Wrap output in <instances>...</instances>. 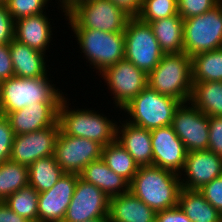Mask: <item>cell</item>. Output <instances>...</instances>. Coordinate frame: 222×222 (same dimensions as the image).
<instances>
[{
    "label": "cell",
    "instance_id": "obj_1",
    "mask_svg": "<svg viewBox=\"0 0 222 222\" xmlns=\"http://www.w3.org/2000/svg\"><path fill=\"white\" fill-rule=\"evenodd\" d=\"M180 176L156 166H139L129 191L156 212L178 206Z\"/></svg>",
    "mask_w": 222,
    "mask_h": 222
},
{
    "label": "cell",
    "instance_id": "obj_2",
    "mask_svg": "<svg viewBox=\"0 0 222 222\" xmlns=\"http://www.w3.org/2000/svg\"><path fill=\"white\" fill-rule=\"evenodd\" d=\"M50 82L47 76L30 79L13 76L0 82V114L6 115L39 102L60 103L65 96Z\"/></svg>",
    "mask_w": 222,
    "mask_h": 222
},
{
    "label": "cell",
    "instance_id": "obj_3",
    "mask_svg": "<svg viewBox=\"0 0 222 222\" xmlns=\"http://www.w3.org/2000/svg\"><path fill=\"white\" fill-rule=\"evenodd\" d=\"M148 86L160 94L188 103L193 86L191 57L184 52L163 54L148 74Z\"/></svg>",
    "mask_w": 222,
    "mask_h": 222
},
{
    "label": "cell",
    "instance_id": "obj_4",
    "mask_svg": "<svg viewBox=\"0 0 222 222\" xmlns=\"http://www.w3.org/2000/svg\"><path fill=\"white\" fill-rule=\"evenodd\" d=\"M66 19L72 29H94L124 32L131 18L110 0H85L64 6Z\"/></svg>",
    "mask_w": 222,
    "mask_h": 222
},
{
    "label": "cell",
    "instance_id": "obj_5",
    "mask_svg": "<svg viewBox=\"0 0 222 222\" xmlns=\"http://www.w3.org/2000/svg\"><path fill=\"white\" fill-rule=\"evenodd\" d=\"M66 99L61 100L58 110V123L64 134L93 140L103 147L116 140L117 122L97 113L95 109L69 110Z\"/></svg>",
    "mask_w": 222,
    "mask_h": 222
},
{
    "label": "cell",
    "instance_id": "obj_6",
    "mask_svg": "<svg viewBox=\"0 0 222 222\" xmlns=\"http://www.w3.org/2000/svg\"><path fill=\"white\" fill-rule=\"evenodd\" d=\"M181 103L171 96L158 93L147 85L121 111L124 110L127 116H131L125 121L151 131L170 126L175 111Z\"/></svg>",
    "mask_w": 222,
    "mask_h": 222
},
{
    "label": "cell",
    "instance_id": "obj_7",
    "mask_svg": "<svg viewBox=\"0 0 222 222\" xmlns=\"http://www.w3.org/2000/svg\"><path fill=\"white\" fill-rule=\"evenodd\" d=\"M83 56L98 70L116 64L125 57L124 32H105L94 29H72Z\"/></svg>",
    "mask_w": 222,
    "mask_h": 222
},
{
    "label": "cell",
    "instance_id": "obj_8",
    "mask_svg": "<svg viewBox=\"0 0 222 222\" xmlns=\"http://www.w3.org/2000/svg\"><path fill=\"white\" fill-rule=\"evenodd\" d=\"M222 47V3L184 19L183 52L190 57Z\"/></svg>",
    "mask_w": 222,
    "mask_h": 222
},
{
    "label": "cell",
    "instance_id": "obj_9",
    "mask_svg": "<svg viewBox=\"0 0 222 222\" xmlns=\"http://www.w3.org/2000/svg\"><path fill=\"white\" fill-rule=\"evenodd\" d=\"M124 37V58L148 75L164 54L151 26L138 17H131L127 22Z\"/></svg>",
    "mask_w": 222,
    "mask_h": 222
},
{
    "label": "cell",
    "instance_id": "obj_10",
    "mask_svg": "<svg viewBox=\"0 0 222 222\" xmlns=\"http://www.w3.org/2000/svg\"><path fill=\"white\" fill-rule=\"evenodd\" d=\"M99 75L112 92L116 108L120 109L148 85V75L125 58L107 67Z\"/></svg>",
    "mask_w": 222,
    "mask_h": 222
},
{
    "label": "cell",
    "instance_id": "obj_11",
    "mask_svg": "<svg viewBox=\"0 0 222 222\" xmlns=\"http://www.w3.org/2000/svg\"><path fill=\"white\" fill-rule=\"evenodd\" d=\"M102 148L96 141L67 135L60 130L54 157L65 173L79 175L92 161L101 159Z\"/></svg>",
    "mask_w": 222,
    "mask_h": 222
},
{
    "label": "cell",
    "instance_id": "obj_12",
    "mask_svg": "<svg viewBox=\"0 0 222 222\" xmlns=\"http://www.w3.org/2000/svg\"><path fill=\"white\" fill-rule=\"evenodd\" d=\"M171 126L183 142L187 152L208 149L209 117L192 103L184 102L179 105Z\"/></svg>",
    "mask_w": 222,
    "mask_h": 222
},
{
    "label": "cell",
    "instance_id": "obj_13",
    "mask_svg": "<svg viewBox=\"0 0 222 222\" xmlns=\"http://www.w3.org/2000/svg\"><path fill=\"white\" fill-rule=\"evenodd\" d=\"M109 216V198L97 186L78 178L63 222H86Z\"/></svg>",
    "mask_w": 222,
    "mask_h": 222
},
{
    "label": "cell",
    "instance_id": "obj_14",
    "mask_svg": "<svg viewBox=\"0 0 222 222\" xmlns=\"http://www.w3.org/2000/svg\"><path fill=\"white\" fill-rule=\"evenodd\" d=\"M59 131L57 123L31 133L15 135L10 160L29 167L40 158L53 156Z\"/></svg>",
    "mask_w": 222,
    "mask_h": 222
},
{
    "label": "cell",
    "instance_id": "obj_15",
    "mask_svg": "<svg viewBox=\"0 0 222 222\" xmlns=\"http://www.w3.org/2000/svg\"><path fill=\"white\" fill-rule=\"evenodd\" d=\"M153 166L180 174L185 164L187 150L172 126H165L150 131Z\"/></svg>",
    "mask_w": 222,
    "mask_h": 222
},
{
    "label": "cell",
    "instance_id": "obj_16",
    "mask_svg": "<svg viewBox=\"0 0 222 222\" xmlns=\"http://www.w3.org/2000/svg\"><path fill=\"white\" fill-rule=\"evenodd\" d=\"M80 176L64 173L48 191L38 195V222H63Z\"/></svg>",
    "mask_w": 222,
    "mask_h": 222
},
{
    "label": "cell",
    "instance_id": "obj_17",
    "mask_svg": "<svg viewBox=\"0 0 222 222\" xmlns=\"http://www.w3.org/2000/svg\"><path fill=\"white\" fill-rule=\"evenodd\" d=\"M182 171L179 174L180 177L183 175V179L180 178L181 187L199 190L206 183L222 175V157L209 150L188 152Z\"/></svg>",
    "mask_w": 222,
    "mask_h": 222
},
{
    "label": "cell",
    "instance_id": "obj_18",
    "mask_svg": "<svg viewBox=\"0 0 222 222\" xmlns=\"http://www.w3.org/2000/svg\"><path fill=\"white\" fill-rule=\"evenodd\" d=\"M60 103L29 105L21 110L6 114L15 135L31 133L58 123Z\"/></svg>",
    "mask_w": 222,
    "mask_h": 222
},
{
    "label": "cell",
    "instance_id": "obj_19",
    "mask_svg": "<svg viewBox=\"0 0 222 222\" xmlns=\"http://www.w3.org/2000/svg\"><path fill=\"white\" fill-rule=\"evenodd\" d=\"M116 128V141L132 156L138 166L153 165L150 130L122 121ZM121 127V128H120Z\"/></svg>",
    "mask_w": 222,
    "mask_h": 222
},
{
    "label": "cell",
    "instance_id": "obj_20",
    "mask_svg": "<svg viewBox=\"0 0 222 222\" xmlns=\"http://www.w3.org/2000/svg\"><path fill=\"white\" fill-rule=\"evenodd\" d=\"M45 14L46 12L16 20L14 39L45 53L53 35V27H50L49 22L52 19H48Z\"/></svg>",
    "mask_w": 222,
    "mask_h": 222
},
{
    "label": "cell",
    "instance_id": "obj_21",
    "mask_svg": "<svg viewBox=\"0 0 222 222\" xmlns=\"http://www.w3.org/2000/svg\"><path fill=\"white\" fill-rule=\"evenodd\" d=\"M156 213L131 191L109 198L110 222H155Z\"/></svg>",
    "mask_w": 222,
    "mask_h": 222
},
{
    "label": "cell",
    "instance_id": "obj_22",
    "mask_svg": "<svg viewBox=\"0 0 222 222\" xmlns=\"http://www.w3.org/2000/svg\"><path fill=\"white\" fill-rule=\"evenodd\" d=\"M14 76L41 78L47 76L45 54L13 39L9 44Z\"/></svg>",
    "mask_w": 222,
    "mask_h": 222
},
{
    "label": "cell",
    "instance_id": "obj_23",
    "mask_svg": "<svg viewBox=\"0 0 222 222\" xmlns=\"http://www.w3.org/2000/svg\"><path fill=\"white\" fill-rule=\"evenodd\" d=\"M84 181L100 188L108 198L129 191V183L108 168L102 159L92 161L79 174Z\"/></svg>",
    "mask_w": 222,
    "mask_h": 222
},
{
    "label": "cell",
    "instance_id": "obj_24",
    "mask_svg": "<svg viewBox=\"0 0 222 222\" xmlns=\"http://www.w3.org/2000/svg\"><path fill=\"white\" fill-rule=\"evenodd\" d=\"M183 24L179 14L149 23L164 54L183 53Z\"/></svg>",
    "mask_w": 222,
    "mask_h": 222
},
{
    "label": "cell",
    "instance_id": "obj_25",
    "mask_svg": "<svg viewBox=\"0 0 222 222\" xmlns=\"http://www.w3.org/2000/svg\"><path fill=\"white\" fill-rule=\"evenodd\" d=\"M178 206L192 222H222V214L198 190L181 188Z\"/></svg>",
    "mask_w": 222,
    "mask_h": 222
},
{
    "label": "cell",
    "instance_id": "obj_26",
    "mask_svg": "<svg viewBox=\"0 0 222 222\" xmlns=\"http://www.w3.org/2000/svg\"><path fill=\"white\" fill-rule=\"evenodd\" d=\"M189 102L208 117L222 116V81L193 83Z\"/></svg>",
    "mask_w": 222,
    "mask_h": 222
},
{
    "label": "cell",
    "instance_id": "obj_27",
    "mask_svg": "<svg viewBox=\"0 0 222 222\" xmlns=\"http://www.w3.org/2000/svg\"><path fill=\"white\" fill-rule=\"evenodd\" d=\"M28 169L29 186L38 193L51 189L65 173L56 162L54 155L38 159Z\"/></svg>",
    "mask_w": 222,
    "mask_h": 222
},
{
    "label": "cell",
    "instance_id": "obj_28",
    "mask_svg": "<svg viewBox=\"0 0 222 222\" xmlns=\"http://www.w3.org/2000/svg\"><path fill=\"white\" fill-rule=\"evenodd\" d=\"M192 60V82L222 81V47L199 53Z\"/></svg>",
    "mask_w": 222,
    "mask_h": 222
},
{
    "label": "cell",
    "instance_id": "obj_29",
    "mask_svg": "<svg viewBox=\"0 0 222 222\" xmlns=\"http://www.w3.org/2000/svg\"><path fill=\"white\" fill-rule=\"evenodd\" d=\"M101 159L108 168L124 178L129 184L139 168L132 156L116 140L102 148Z\"/></svg>",
    "mask_w": 222,
    "mask_h": 222
},
{
    "label": "cell",
    "instance_id": "obj_30",
    "mask_svg": "<svg viewBox=\"0 0 222 222\" xmlns=\"http://www.w3.org/2000/svg\"><path fill=\"white\" fill-rule=\"evenodd\" d=\"M29 185L28 166L11 160L0 164V201Z\"/></svg>",
    "mask_w": 222,
    "mask_h": 222
},
{
    "label": "cell",
    "instance_id": "obj_31",
    "mask_svg": "<svg viewBox=\"0 0 222 222\" xmlns=\"http://www.w3.org/2000/svg\"><path fill=\"white\" fill-rule=\"evenodd\" d=\"M38 195L31 186H26L7 197L5 204L16 214L30 222H38Z\"/></svg>",
    "mask_w": 222,
    "mask_h": 222
},
{
    "label": "cell",
    "instance_id": "obj_32",
    "mask_svg": "<svg viewBox=\"0 0 222 222\" xmlns=\"http://www.w3.org/2000/svg\"><path fill=\"white\" fill-rule=\"evenodd\" d=\"M177 14V0H143L141 12L137 17L145 23H150Z\"/></svg>",
    "mask_w": 222,
    "mask_h": 222
},
{
    "label": "cell",
    "instance_id": "obj_33",
    "mask_svg": "<svg viewBox=\"0 0 222 222\" xmlns=\"http://www.w3.org/2000/svg\"><path fill=\"white\" fill-rule=\"evenodd\" d=\"M49 0H6V7L14 21L44 12Z\"/></svg>",
    "mask_w": 222,
    "mask_h": 222
},
{
    "label": "cell",
    "instance_id": "obj_34",
    "mask_svg": "<svg viewBox=\"0 0 222 222\" xmlns=\"http://www.w3.org/2000/svg\"><path fill=\"white\" fill-rule=\"evenodd\" d=\"M220 2L221 0H177L178 14L182 19L202 15Z\"/></svg>",
    "mask_w": 222,
    "mask_h": 222
},
{
    "label": "cell",
    "instance_id": "obj_35",
    "mask_svg": "<svg viewBox=\"0 0 222 222\" xmlns=\"http://www.w3.org/2000/svg\"><path fill=\"white\" fill-rule=\"evenodd\" d=\"M14 131L6 115L0 114V164L10 160Z\"/></svg>",
    "mask_w": 222,
    "mask_h": 222
},
{
    "label": "cell",
    "instance_id": "obj_36",
    "mask_svg": "<svg viewBox=\"0 0 222 222\" xmlns=\"http://www.w3.org/2000/svg\"><path fill=\"white\" fill-rule=\"evenodd\" d=\"M198 191L222 214V175L206 183Z\"/></svg>",
    "mask_w": 222,
    "mask_h": 222
},
{
    "label": "cell",
    "instance_id": "obj_37",
    "mask_svg": "<svg viewBox=\"0 0 222 222\" xmlns=\"http://www.w3.org/2000/svg\"><path fill=\"white\" fill-rule=\"evenodd\" d=\"M222 157V116L209 117L208 149Z\"/></svg>",
    "mask_w": 222,
    "mask_h": 222
},
{
    "label": "cell",
    "instance_id": "obj_38",
    "mask_svg": "<svg viewBox=\"0 0 222 222\" xmlns=\"http://www.w3.org/2000/svg\"><path fill=\"white\" fill-rule=\"evenodd\" d=\"M15 21L6 5L0 6V44H10L14 39Z\"/></svg>",
    "mask_w": 222,
    "mask_h": 222
},
{
    "label": "cell",
    "instance_id": "obj_39",
    "mask_svg": "<svg viewBox=\"0 0 222 222\" xmlns=\"http://www.w3.org/2000/svg\"><path fill=\"white\" fill-rule=\"evenodd\" d=\"M14 76L9 44H0V82Z\"/></svg>",
    "mask_w": 222,
    "mask_h": 222
},
{
    "label": "cell",
    "instance_id": "obj_40",
    "mask_svg": "<svg viewBox=\"0 0 222 222\" xmlns=\"http://www.w3.org/2000/svg\"><path fill=\"white\" fill-rule=\"evenodd\" d=\"M155 222H192L186 214L176 206L171 209L158 211Z\"/></svg>",
    "mask_w": 222,
    "mask_h": 222
},
{
    "label": "cell",
    "instance_id": "obj_41",
    "mask_svg": "<svg viewBox=\"0 0 222 222\" xmlns=\"http://www.w3.org/2000/svg\"><path fill=\"white\" fill-rule=\"evenodd\" d=\"M117 7L124 10L129 16L137 17L142 9L143 0H110Z\"/></svg>",
    "mask_w": 222,
    "mask_h": 222
},
{
    "label": "cell",
    "instance_id": "obj_42",
    "mask_svg": "<svg viewBox=\"0 0 222 222\" xmlns=\"http://www.w3.org/2000/svg\"><path fill=\"white\" fill-rule=\"evenodd\" d=\"M0 222H30L12 211L4 201H0Z\"/></svg>",
    "mask_w": 222,
    "mask_h": 222
},
{
    "label": "cell",
    "instance_id": "obj_43",
    "mask_svg": "<svg viewBox=\"0 0 222 222\" xmlns=\"http://www.w3.org/2000/svg\"><path fill=\"white\" fill-rule=\"evenodd\" d=\"M86 222H110V218L108 217H102V218H97V219H91Z\"/></svg>",
    "mask_w": 222,
    "mask_h": 222
},
{
    "label": "cell",
    "instance_id": "obj_44",
    "mask_svg": "<svg viewBox=\"0 0 222 222\" xmlns=\"http://www.w3.org/2000/svg\"><path fill=\"white\" fill-rule=\"evenodd\" d=\"M61 3L60 8H62L61 10H63V12H66L64 9V6L70 1V0H59Z\"/></svg>",
    "mask_w": 222,
    "mask_h": 222
},
{
    "label": "cell",
    "instance_id": "obj_45",
    "mask_svg": "<svg viewBox=\"0 0 222 222\" xmlns=\"http://www.w3.org/2000/svg\"><path fill=\"white\" fill-rule=\"evenodd\" d=\"M82 1H85V0H70L68 3H78V2H82Z\"/></svg>",
    "mask_w": 222,
    "mask_h": 222
},
{
    "label": "cell",
    "instance_id": "obj_46",
    "mask_svg": "<svg viewBox=\"0 0 222 222\" xmlns=\"http://www.w3.org/2000/svg\"><path fill=\"white\" fill-rule=\"evenodd\" d=\"M5 4H6V0H0V6L5 5Z\"/></svg>",
    "mask_w": 222,
    "mask_h": 222
}]
</instances>
